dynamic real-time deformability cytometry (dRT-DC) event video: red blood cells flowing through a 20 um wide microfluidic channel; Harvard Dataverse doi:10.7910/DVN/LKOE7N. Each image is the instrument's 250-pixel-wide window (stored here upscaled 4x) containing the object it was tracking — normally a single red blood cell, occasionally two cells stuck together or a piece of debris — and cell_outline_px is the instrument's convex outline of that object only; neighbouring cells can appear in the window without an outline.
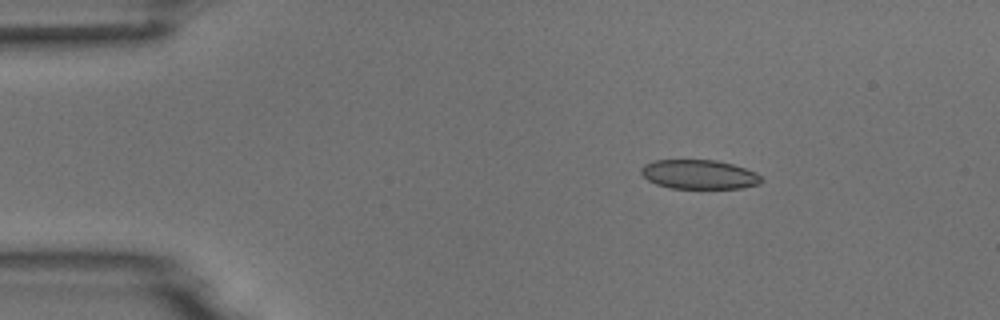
{"species": "common noctule bat (a hibernating species)", "species_latin": "Nyctalus noctula", "temperature_condition": "room temperature", "stored_images_in_passage": 5, "camera_frame_rate_fps": 3000, "um_per_image_px": 0.085, "animal": {"sex": "male", "body_mass_g": 18.8}, "frame": {"image": 1, "passage_image": 3, "time_ms": 2.333, "image_size_px": [1000, 320], "cell_outline_px": [[764, 180], [760, 184], [744, 188], [672, 188], [656, 184], [648, 180], [640, 172], [640, 168], [644, 164], [656, 160], [716, 160], [732, 164], [756, 172]], "centroid_in_image_um": [59.44, 14.83], "position_along_channel_um": 25.6, "area_um2": 20.52}}